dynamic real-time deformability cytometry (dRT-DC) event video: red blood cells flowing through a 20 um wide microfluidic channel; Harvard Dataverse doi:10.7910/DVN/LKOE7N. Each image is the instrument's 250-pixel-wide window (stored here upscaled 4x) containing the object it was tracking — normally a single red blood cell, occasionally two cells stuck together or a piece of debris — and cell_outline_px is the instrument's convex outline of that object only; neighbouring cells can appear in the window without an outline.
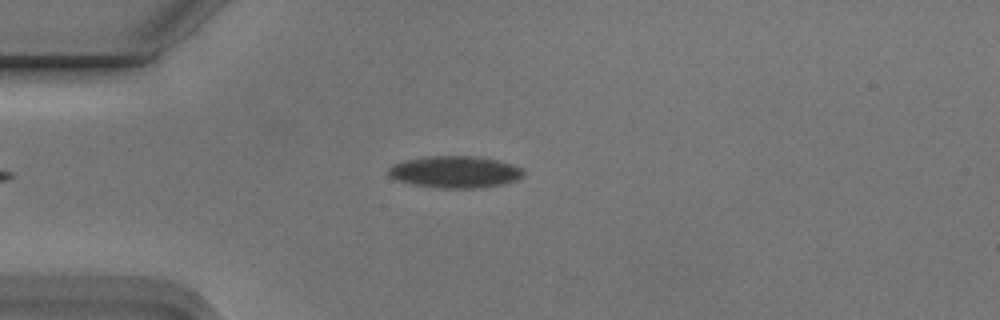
{"species": "Egyptian fruit bat (a non-hibernating species)", "species_latin": "Rousettus aegyptiacus", "temperature_condition": "cold", "stored_images_in_passage": 3, "camera_frame_rate_fps": 3000, "um_per_image_px": 0.085, "animal": {"sex": "male"}, "frame": {"image": 1, "passage_image": 1, "time_ms": 0.0, "image_size_px": [1000, 320], "cell_outline_px": [[524, 176], [516, 180], [500, 184], [480, 188], [440, 188], [416, 184], [396, 180], [388, 176], [388, 168], [392, 164], [404, 160], [428, 156], [476, 156], [496, 160], [512, 164], [524, 168]], "centroid_in_image_um": [38.68, 14.6], "position_along_channel_um": 46.3, "area_um2": 25.09}}